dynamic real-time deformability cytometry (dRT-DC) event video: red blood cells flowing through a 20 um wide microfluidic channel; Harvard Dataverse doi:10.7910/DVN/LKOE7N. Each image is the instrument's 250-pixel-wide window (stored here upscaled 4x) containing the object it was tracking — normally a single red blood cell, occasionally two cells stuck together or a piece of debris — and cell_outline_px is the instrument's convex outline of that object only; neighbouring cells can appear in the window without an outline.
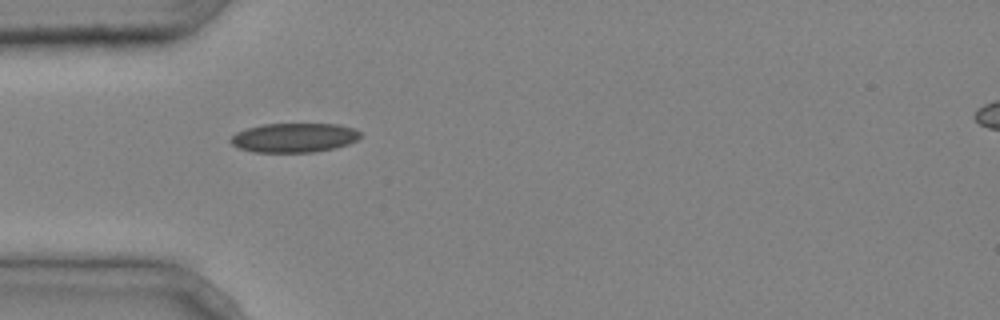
{"species": "common noctule bat (a hibernating species)", "species_latin": "Nyctalus noctula", "temperature_condition": "cold", "stored_images_in_passage": 5, "camera_frame_rate_fps": 3000, "um_per_image_px": 0.085, "animal": {"sex": "male", "body_mass_g": 20.4}, "frame": {"image": 1, "passage_image": 4, "time_ms": 1.0, "image_size_px": [1000, 320], "cell_outline_px": [[360, 136], [356, 140], [348, 144], [336, 148], [312, 152], [252, 152], [240, 148], [232, 144], [228, 140], [236, 132], [248, 128], [264, 124], [340, 124], [356, 128], [360, 132]], "centroid_in_image_um": [25.02, 11.7], "position_along_channel_um": 60.0, "area_um2": 22.2}}